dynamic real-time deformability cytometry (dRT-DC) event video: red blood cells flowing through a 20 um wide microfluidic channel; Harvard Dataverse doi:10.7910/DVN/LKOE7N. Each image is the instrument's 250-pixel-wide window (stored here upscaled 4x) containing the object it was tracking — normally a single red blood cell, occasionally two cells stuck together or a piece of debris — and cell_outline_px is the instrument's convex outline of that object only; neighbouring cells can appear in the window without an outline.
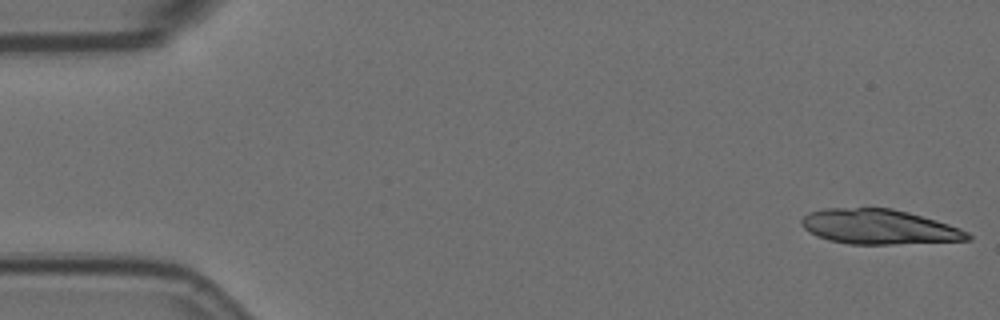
{"species": "Egyptian fruit bat (a non-hibernating species)", "species_latin": "Rousettus aegyptiacus", "temperature_condition": "room temperature", "stored_images_in_passage": 5, "camera_frame_rate_fps": 3000, "um_per_image_px": 0.085, "animal": {"sex": "female"}, "frame": {"image": 1, "passage_image": 1, "time_ms": 0.0, "image_size_px": [1000, 320], "cell_outline_px": [[972, 240], [892, 244], [848, 244], [828, 240], [816, 236], [808, 232], [800, 224], [800, 220], [808, 212], [824, 208], [892, 208], [908, 212], [936, 220], [960, 228], [968, 232], [972, 236]], "centroid_in_image_um": [74.69, 19.28], "position_along_channel_um": 10.3, "area_um2": 33.93}}
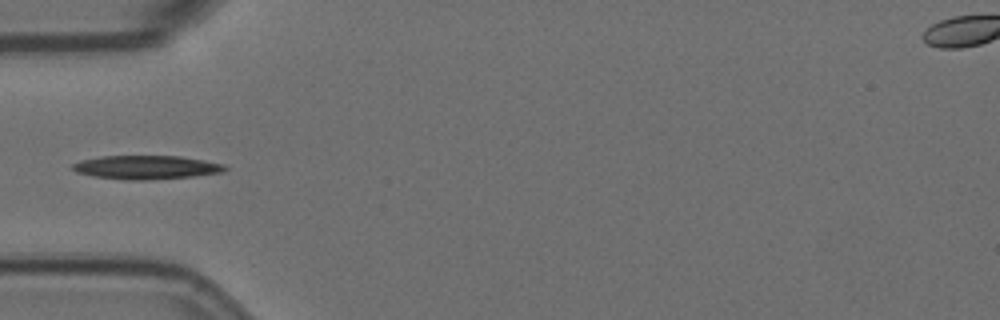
{"frame": {"image": 2, "passage_image": 5, "time_ms": 1.333, "image_size_px": [1000, 320], "cell_outline_px": [[228, 168], [224, 172], [192, 176], [148, 180], [124, 180], [92, 176], [76, 172], [72, 168], [72, 164], [80, 160], [100, 156], [180, 156], [204, 160], [224, 164]], "centroid_in_image_um": [12.42, 14.22], "position_along_channel_um": 72.6, "area_um2": 21.15}}